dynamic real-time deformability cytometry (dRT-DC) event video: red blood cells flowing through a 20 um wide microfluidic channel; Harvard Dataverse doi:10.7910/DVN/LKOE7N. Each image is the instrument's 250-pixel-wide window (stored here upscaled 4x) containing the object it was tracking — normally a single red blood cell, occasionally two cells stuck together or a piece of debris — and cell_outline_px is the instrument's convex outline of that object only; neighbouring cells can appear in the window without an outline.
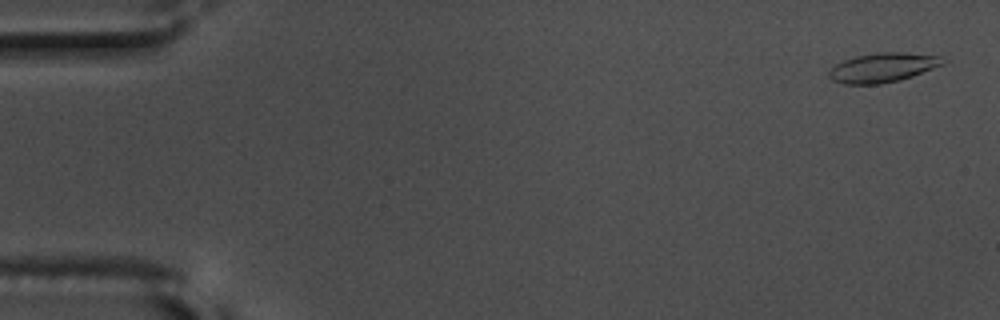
{"species": "common noctule bat (a hibernating species)", "species_latin": "Nyctalus noctula", "temperature_condition": "warm", "stored_images_in_passage": 55, "camera_frame_rate_fps": 3000, "um_per_image_px": 0.085, "animal": {"sex": "male", "body_mass_g": 17.5, "forearm_length_mm": 52.3}, "frame": {"image": 1, "passage_image": 2, "time_ms": 0.333, "image_size_px": [1000, 320], "cell_outline_px": [[944, 64], [912, 76], [900, 80], [880, 84], [844, 84], [832, 80], [828, 76], [828, 72], [836, 64], [844, 60], [856, 56], [876, 52], [900, 52], [940, 56], [944, 60]], "centroid_in_image_um": [75.01, 5.74], "position_along_channel_um": 10.0, "area_um2": 19.36}}
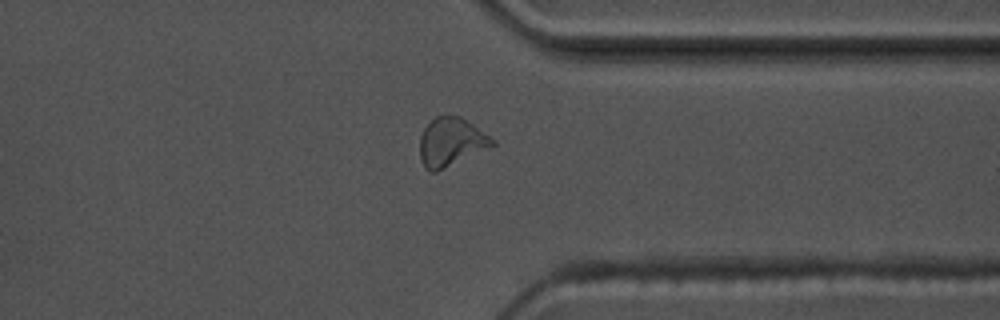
{"frame": {"image": 2, "passage_image": 44, "time_ms": 14.333, "image_size_px": [1000, 320], "cell_outline_px": [[496, 144], [436, 172], [432, 172], [424, 168], [420, 160], [420, 136], [424, 128], [436, 116], [460, 116], [496, 140]], "centroid_in_image_um": [38.32, 12.08], "position_along_channel_um": 373.1, "area_um2": 20.23}}
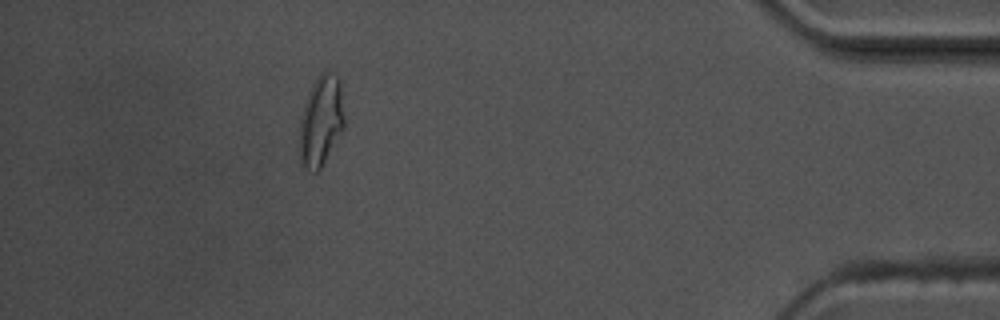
{"frame": {"image": 3, "passage_image": 51, "time_ms": 16.667, "image_size_px": [1000, 320], "cell_outline_px": [[344, 128], [320, 168], [316, 172], [304, 164], [300, 160], [300, 116], [308, 92], [316, 76], [324, 72], [328, 72], [336, 76], [340, 80], [344, 116]], "centroid_in_image_um": [27.29, 10.22], "position_along_channel_um": 407.9, "area_um2": 23.24}}